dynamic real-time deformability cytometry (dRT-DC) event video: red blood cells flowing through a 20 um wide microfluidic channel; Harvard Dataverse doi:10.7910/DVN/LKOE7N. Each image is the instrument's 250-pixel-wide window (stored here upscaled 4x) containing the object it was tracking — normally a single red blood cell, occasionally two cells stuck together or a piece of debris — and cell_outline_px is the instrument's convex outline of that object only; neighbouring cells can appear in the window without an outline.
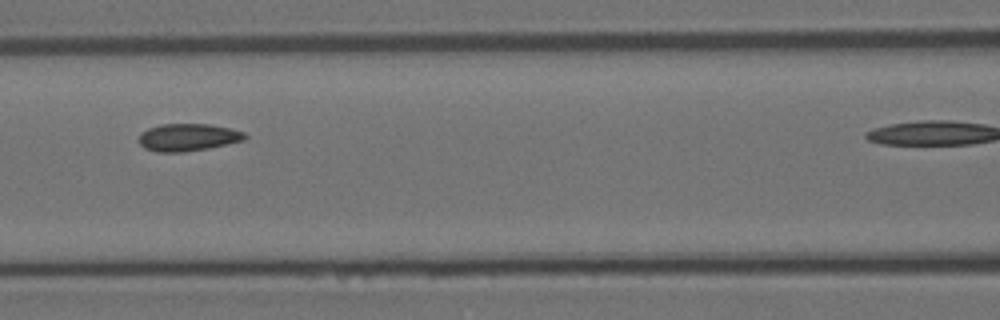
{"species": "Egyptian fruit bat (a non-hibernating species)", "species_latin": "Rousettus aegyptiacus", "temperature_condition": "room temperature", "stored_images_in_passage": 8, "camera_frame_rate_fps": 3000, "um_per_image_px": 0.085, "animal": {"sex": "female"}, "frame": {"image": 1, "passage_image": 4, "time_ms": 1.0, "image_size_px": [1000, 320], "cell_outline_px": [[248, 136], [244, 140], [208, 148], [184, 152], [156, 152], [144, 148], [140, 144], [140, 132], [148, 128], [160, 124], [208, 124], [228, 128], [244, 132]], "centroid_in_image_um": [15.95, 11.67], "position_along_channel_um": 150.6, "area_um2": 16.88}}
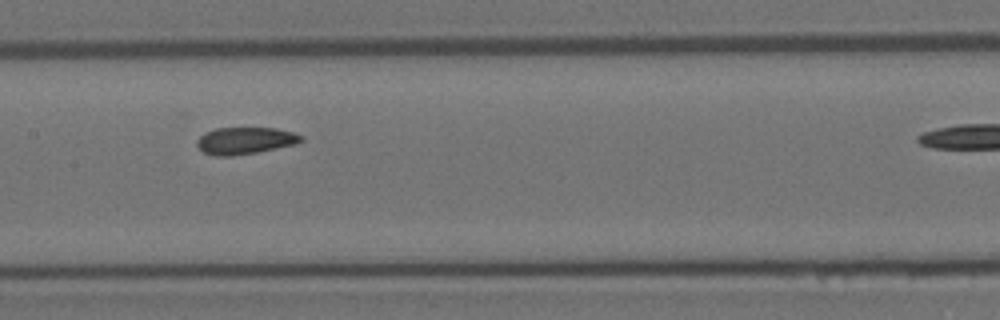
{"frame": {"image": 2, "passage_image": 5, "time_ms": 1.333, "image_size_px": [1000, 320], "cell_outline_px": [[304, 140], [296, 144], [256, 152], [232, 156], [216, 156], [204, 152], [196, 144], [196, 140], [204, 132], [216, 128], [276, 128], [292, 132], [304, 136]], "centroid_in_image_um": [20.83, 11.95], "position_along_channel_um": 186.6, "area_um2": 16.36}}
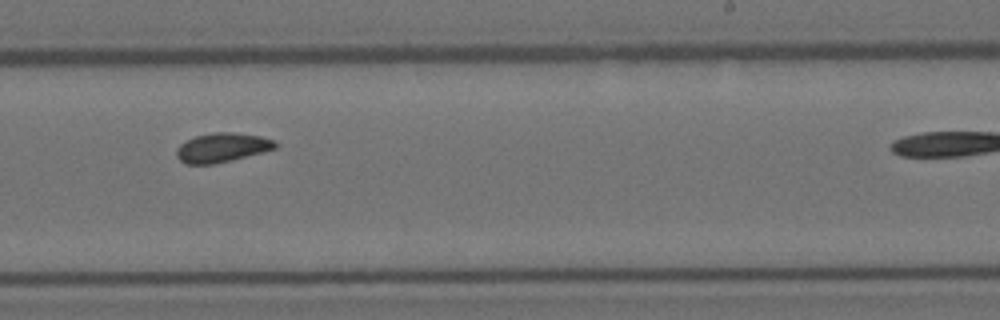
{"frame": {"image": 3, "passage_image": 7, "time_ms": 2.0, "image_size_px": [1000, 320], "cell_outline_px": [[276, 148], [264, 152], [232, 160], [212, 164], [188, 164], [180, 160], [176, 156], [176, 148], [180, 144], [196, 136], [212, 132], [232, 132], [260, 136], [276, 140]], "centroid_in_image_um": [18.89, 12.54], "position_along_channel_um": 270.1, "area_um2": 16.82}}